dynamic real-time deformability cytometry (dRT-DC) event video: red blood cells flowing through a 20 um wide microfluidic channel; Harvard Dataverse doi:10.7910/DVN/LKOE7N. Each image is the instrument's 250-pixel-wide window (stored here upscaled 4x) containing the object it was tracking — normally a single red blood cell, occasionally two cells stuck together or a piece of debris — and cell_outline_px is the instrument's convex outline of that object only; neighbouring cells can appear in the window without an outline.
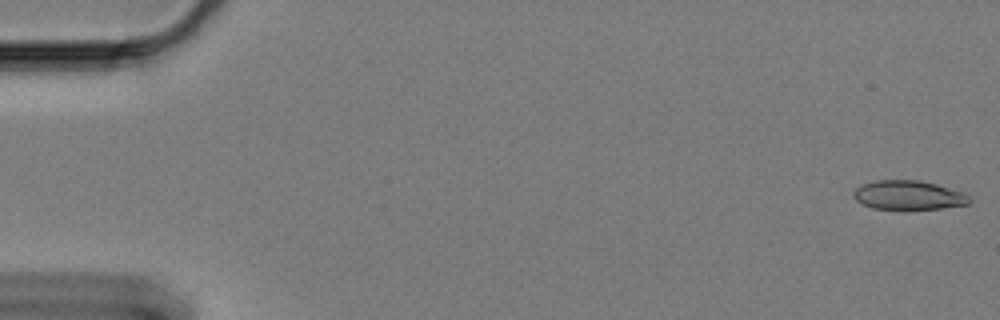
{"species": "Egyptian fruit bat (a non-hibernating species)", "species_latin": "Rousettus aegyptiacus", "temperature_condition": "cold", "stored_images_in_passage": 60, "camera_frame_rate_fps": 3000, "um_per_image_px": 0.085, "animal": {"sex": "female"}, "frame": {"image": 1, "passage_image": 1, "time_ms": 0.0, "image_size_px": [1000, 320], "cell_outline_px": [[972, 200], [968, 204], [940, 208], [904, 212], [872, 208], [856, 200], [852, 196], [852, 192], [856, 188], [864, 184], [876, 180], [920, 180], [936, 184], [960, 192], [968, 196]], "centroid_in_image_um": [77.17, 16.63], "position_along_channel_um": 7.8, "area_um2": 20.17}}
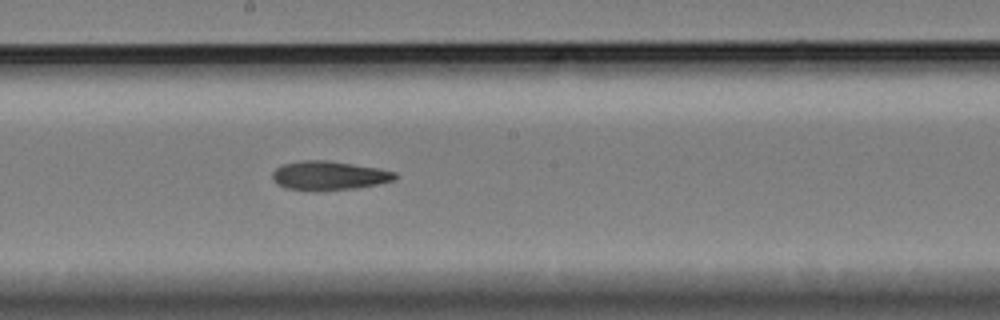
{"frame": {"image": 2, "passage_image": 33, "time_ms": 10.667, "image_size_px": [1000, 320], "cell_outline_px": [[396, 180], [356, 188], [316, 192], [288, 188], [272, 180], [272, 172], [276, 168], [284, 164], [304, 160], [324, 160], [352, 164], [376, 168], [396, 172]], "centroid_in_image_um": [27.95, 14.94], "position_along_channel_um": 220.3, "area_um2": 20.63}}
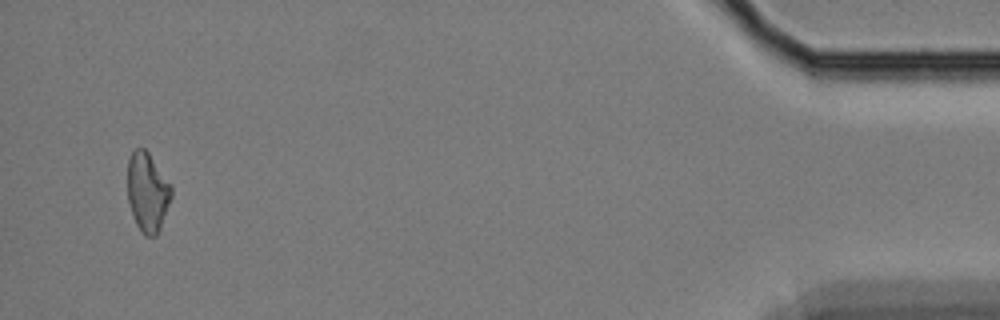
{"frame": {"image": 3, "passage_image": 58, "time_ms": 19.0, "image_size_px": [1000, 320], "cell_outline_px": [[172, 196], [160, 228], [156, 236], [144, 236], [140, 232], [136, 224], [128, 200], [128, 160], [132, 152], [136, 148], [144, 148], [148, 152], [172, 188]], "centroid_in_image_um": [12.53, 16.36], "position_along_channel_um": 422.7, "area_um2": 19.94}}